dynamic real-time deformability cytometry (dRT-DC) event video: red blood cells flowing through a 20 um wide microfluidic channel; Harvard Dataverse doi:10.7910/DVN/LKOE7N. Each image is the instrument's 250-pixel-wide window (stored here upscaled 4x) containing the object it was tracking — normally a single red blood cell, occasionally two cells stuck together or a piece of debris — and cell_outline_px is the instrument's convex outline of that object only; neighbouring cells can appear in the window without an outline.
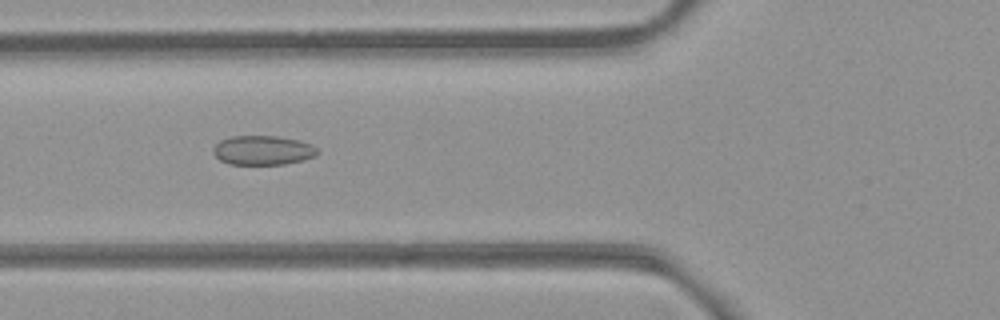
{"species": "common noctule bat (a hibernating species)", "species_latin": "Nyctalus noctula", "temperature_condition": "room temperature", "stored_images_in_passage": 12, "camera_frame_rate_fps": 3000, "um_per_image_px": 0.085, "animal": {"sex": "female", "body_mass_g": 21.9}, "frame": {"image": 1, "passage_image": 9, "time_ms": 2.667, "image_size_px": [1000, 320], "cell_outline_px": [[320, 152], [316, 156], [304, 160], [284, 164], [228, 164], [220, 160], [212, 152], [212, 148], [220, 140], [232, 136], [276, 136], [300, 140], [312, 144]], "centroid_in_image_um": [22.36, 12.77], "position_along_channel_um": 103.4, "area_um2": 17.98}}
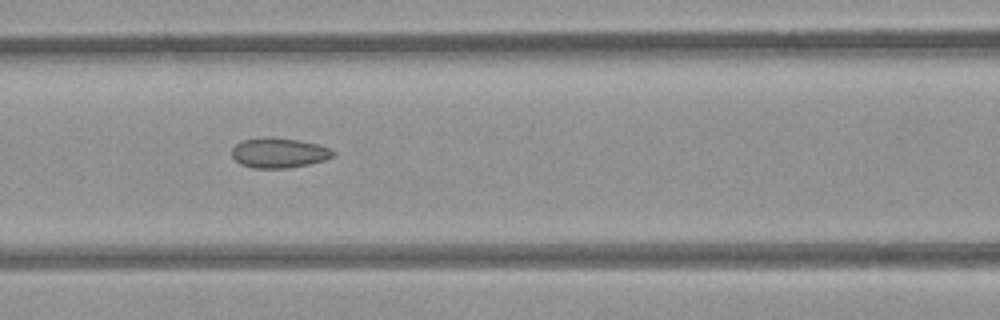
{"frame": {"image": 2, "passage_image": 12, "time_ms": 3.667, "image_size_px": [1000, 320], "cell_outline_px": [[336, 152], [332, 156], [324, 160], [308, 164], [288, 168], [252, 168], [240, 164], [232, 156], [232, 148], [240, 140], [264, 136], [300, 140], [332, 148]], "centroid_in_image_um": [23.68, 12.98], "position_along_channel_um": 142.9, "area_um2": 17.86}}